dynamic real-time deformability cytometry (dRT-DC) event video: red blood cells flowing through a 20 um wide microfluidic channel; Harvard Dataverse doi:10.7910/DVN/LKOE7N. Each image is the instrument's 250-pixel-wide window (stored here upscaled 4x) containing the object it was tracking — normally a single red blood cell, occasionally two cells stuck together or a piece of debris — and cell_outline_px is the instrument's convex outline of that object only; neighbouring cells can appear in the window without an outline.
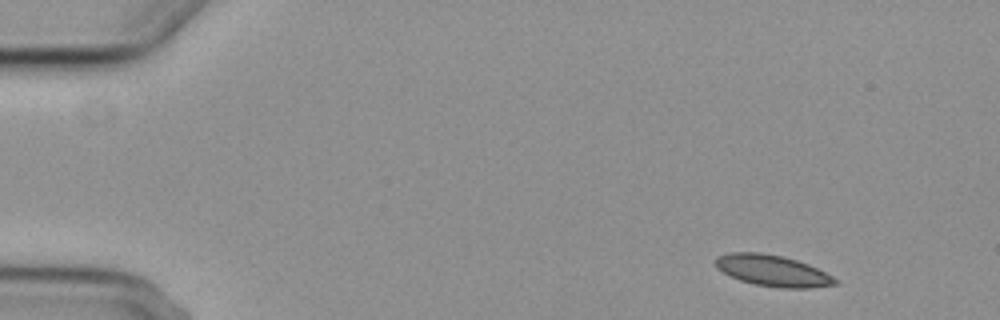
{"species": "common noctule bat (a hibernating species)", "species_latin": "Nyctalus noctula", "temperature_condition": "cold", "stored_images_in_passage": 4, "camera_frame_rate_fps": 3000, "um_per_image_px": 0.085, "animal": {"sex": "female", "body_mass_g": 29.2, "forearm_length_mm": 56.3}, "frame": {"image": 1, "passage_image": 1, "time_ms": 0.0, "image_size_px": [1000, 320], "cell_outline_px": [[840, 284], [812, 288], [780, 288], [756, 284], [740, 280], [716, 268], [716, 256], [728, 252], [760, 252], [784, 256], [808, 264], [840, 280]], "centroid_in_image_um": [65.71, 23.0], "position_along_channel_um": 19.3, "area_um2": 21.85}}
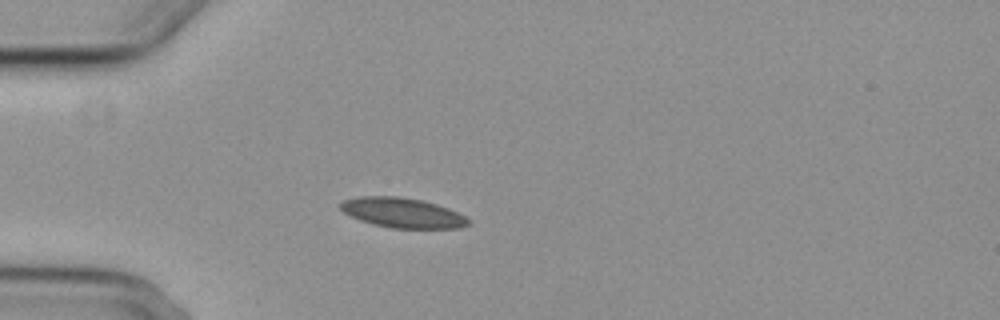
{"frame": {"image": 2, "passage_image": 3, "time_ms": 3.333, "image_size_px": [1000, 320], "cell_outline_px": [[472, 224], [460, 228], [392, 228], [372, 224], [360, 220], [344, 212], [340, 208], [340, 204], [344, 200], [360, 196], [400, 196], [420, 200], [436, 204], [448, 208], [472, 220]], "centroid_in_image_um": [34.24, 18.09], "position_along_channel_um": 50.8, "area_um2": 22.25}}